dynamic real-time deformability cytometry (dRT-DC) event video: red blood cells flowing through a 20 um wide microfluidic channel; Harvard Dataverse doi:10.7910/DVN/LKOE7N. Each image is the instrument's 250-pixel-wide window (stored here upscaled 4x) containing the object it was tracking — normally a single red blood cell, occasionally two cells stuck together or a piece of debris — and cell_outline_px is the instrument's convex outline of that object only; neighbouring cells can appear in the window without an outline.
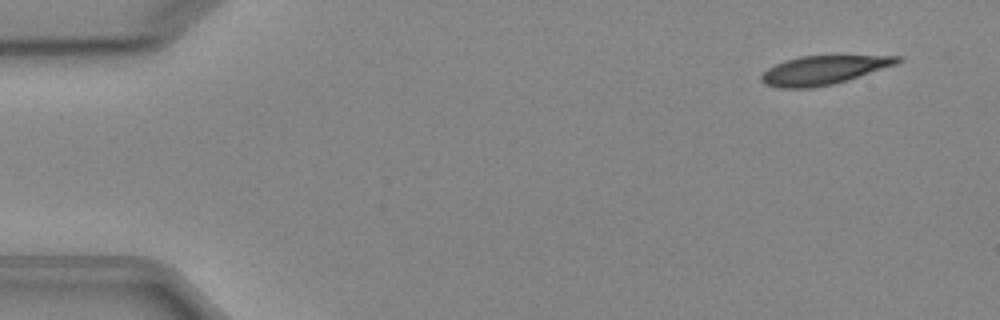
{"species": "Egyptian fruit bat (a non-hibernating species)", "species_latin": "Rousettus aegyptiacus", "temperature_condition": "cold", "stored_images_in_passage": 4, "camera_frame_rate_fps": 3000, "um_per_image_px": 0.085, "animal": {"sex": "female"}, "frame": {"image": 1, "passage_image": 1, "time_ms": 0.0, "image_size_px": [1000, 320], "cell_outline_px": [[904, 60], [896, 64], [848, 80], [832, 84], [812, 88], [780, 88], [764, 84], [760, 80], [760, 76], [768, 68], [784, 60], [800, 56], [904, 56]], "centroid_in_image_um": [69.98, 5.96], "position_along_channel_um": 15.0, "area_um2": 22.77}}